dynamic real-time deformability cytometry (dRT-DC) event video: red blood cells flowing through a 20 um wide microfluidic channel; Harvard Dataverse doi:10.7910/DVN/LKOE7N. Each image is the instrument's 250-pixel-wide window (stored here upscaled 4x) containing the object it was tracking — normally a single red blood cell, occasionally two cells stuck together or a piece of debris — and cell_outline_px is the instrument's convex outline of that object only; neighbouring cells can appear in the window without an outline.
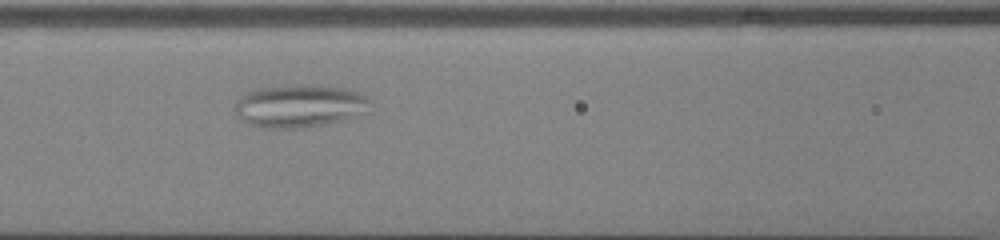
{"species": "common noctule bat (a hibernating species)", "species_latin": "Nyctalus noctula", "temperature_condition": "cold", "stored_images_in_passage": 43, "camera_frame_rate_fps": 3000, "um_per_image_px": 0.085, "animal": {"sex": "male", "body_mass_g": 13.0, "forearm_length_mm": 53.1}, "frame": {"image": 1, "passage_image": 15, "time_ms": 4.667, "image_size_px": [1000, 240], "cell_outline_px": [[372, 100], [368, 112], [348, 120], [324, 124], [296, 128], [256, 128], [248, 124], [236, 112], [236, 100], [244, 92], [260, 88], [296, 84], [320, 84], [348, 88], [368, 96]], "centroid_in_image_um": [25.54, 8.99], "position_along_channel_um": 141.1, "area_um2": 34.56}}
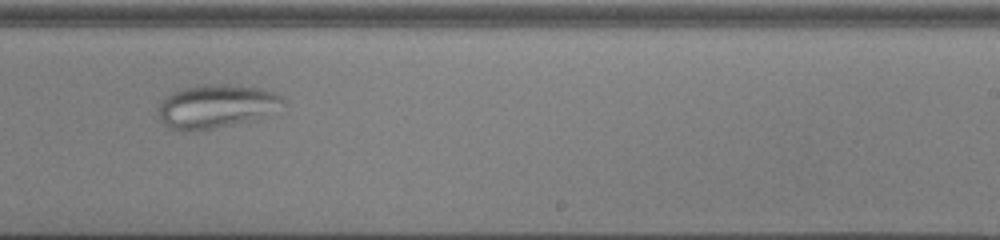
{"frame": {"image": 2, "passage_image": 25, "time_ms": 8.0, "image_size_px": [1000, 240], "cell_outline_px": [[284, 100], [264, 116], [256, 120], [212, 128], [184, 132], [180, 132], [168, 128], [156, 116], [160, 104], [164, 96], [172, 92], [196, 84], [224, 84], [260, 88], [276, 92], [284, 96]], "centroid_in_image_um": [18.29, 9.03], "position_along_channel_um": 270.7, "area_um2": 31.85}}
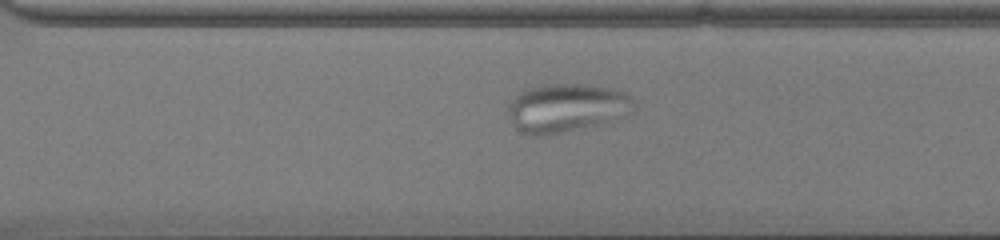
{"frame": {"image": 3, "passage_image": 29, "time_ms": 9.333, "image_size_px": [1000, 240], "cell_outline_px": [[636, 108], [632, 112], [596, 124], [544, 136], [532, 136], [520, 132], [508, 116], [508, 104], [520, 92], [528, 88], [544, 84], [584, 84], [612, 88], [624, 92], [632, 96], [636, 104]], "centroid_in_image_um": [48.14, 9.15], "position_along_channel_um": 322.5, "area_um2": 35.43}}